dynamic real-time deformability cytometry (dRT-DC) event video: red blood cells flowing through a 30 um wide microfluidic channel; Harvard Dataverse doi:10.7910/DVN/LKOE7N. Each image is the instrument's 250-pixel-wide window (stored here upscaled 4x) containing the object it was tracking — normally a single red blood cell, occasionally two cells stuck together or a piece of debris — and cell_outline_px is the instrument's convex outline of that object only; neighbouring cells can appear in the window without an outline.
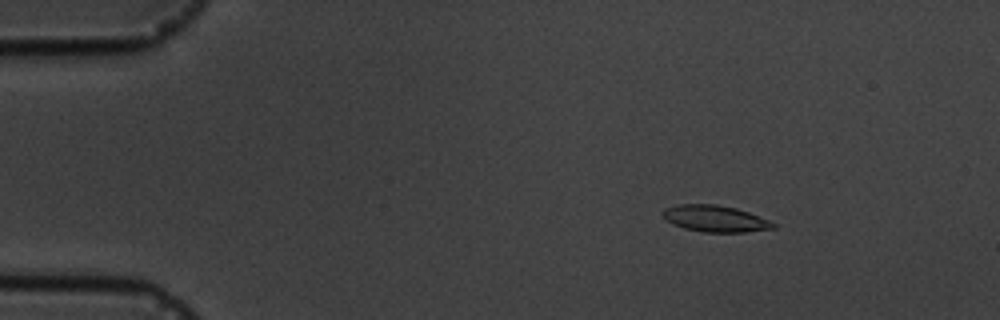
{"species": "common noctule bat (a hibernating species)", "species_latin": "Nyctalus noctula", "temperature_condition": "cold", "stored_images_in_passage": 5, "camera_frame_rate_fps": 3000, "um_per_image_px": 0.085, "animal": {"sex": "male", "body_mass_g": 19.5, "forearm_length_mm": 54.6}, "frame": {"image": 1, "passage_image": 1, "time_ms": 0.0, "image_size_px": [1000, 320], "cell_outline_px": [[776, 228], [744, 232], [704, 232], [684, 228], [672, 224], [664, 220], [664, 208], [676, 204], [716, 204], [736, 208], [748, 212], [768, 220], [776, 224]], "centroid_in_image_um": [60.76, 18.58], "position_along_channel_um": 24.2, "area_um2": 17.05}}
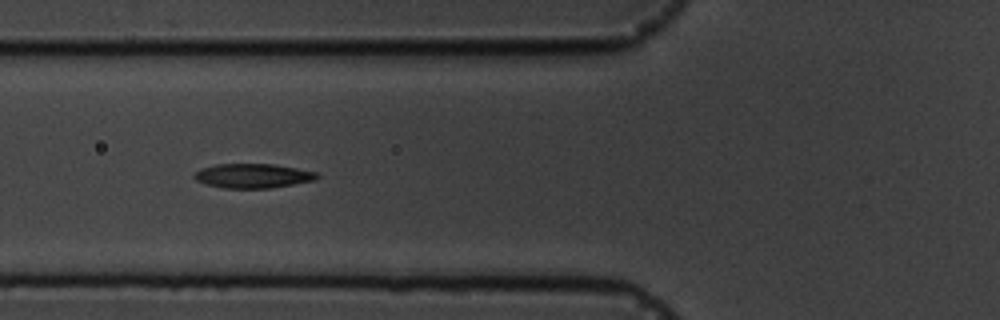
{"frame": {"image": 2, "passage_image": 4, "time_ms": 4.333, "image_size_px": [1000, 320], "cell_outline_px": [[320, 176], [316, 180], [272, 188], [224, 188], [204, 184], [196, 180], [192, 176], [200, 168], [216, 164], [272, 164], [296, 168], [316, 172]], "centroid_in_image_um": [21.48, 14.95], "position_along_channel_um": 104.3, "area_um2": 17.51}}
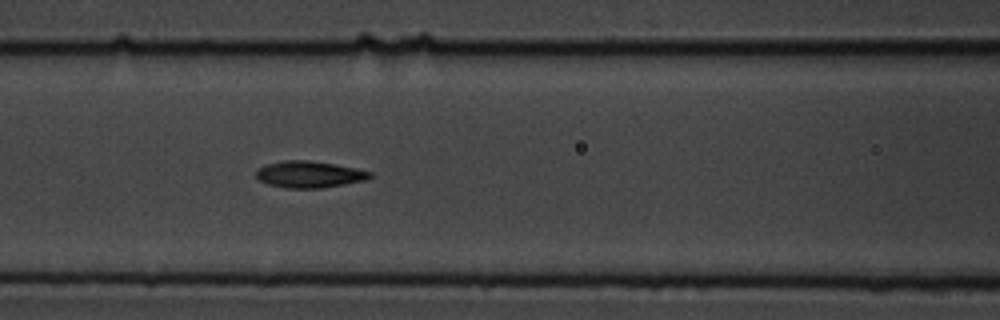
{"frame": {"image": 3, "passage_image": 5, "time_ms": 5.333, "image_size_px": [1000, 320], "cell_outline_px": [[372, 176], [368, 180], [320, 188], [284, 188], [268, 184], [260, 180], [256, 176], [256, 168], [264, 164], [284, 160], [308, 160], [336, 164], [356, 168], [372, 172]], "centroid_in_image_um": [26.28, 14.81], "position_along_channel_um": 140.3, "area_um2": 17.86}}